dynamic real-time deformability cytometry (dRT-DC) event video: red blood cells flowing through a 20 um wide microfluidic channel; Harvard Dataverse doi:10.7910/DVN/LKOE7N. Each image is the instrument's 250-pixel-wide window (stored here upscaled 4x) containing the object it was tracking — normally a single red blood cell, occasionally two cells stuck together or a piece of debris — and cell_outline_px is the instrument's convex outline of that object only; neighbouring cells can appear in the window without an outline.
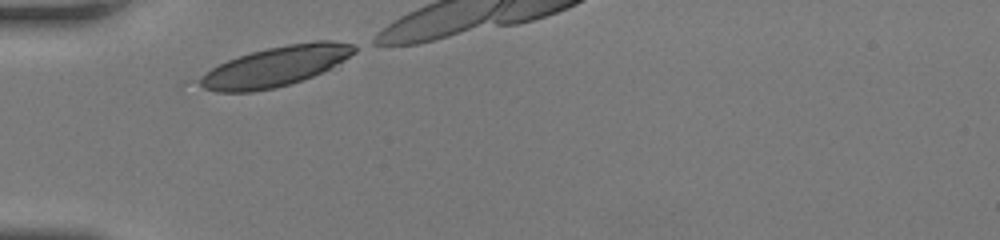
{"species": "human", "species_latin": "Homo sapiens", "temperature_condition": "room temperature", "stored_images_in_passage": 7, "camera_frame_rate_fps": 3000, "um_per_image_px": 0.085, "donor": {"sex": "female"}, "frame": {"image": 1, "passage_image": 1, "time_ms": 0.0, "image_size_px": [1000, 240], "cell_outline_px": [[356, 52], [344, 60], [312, 76], [276, 88], [252, 92], [216, 92], [180, 88], [180, 84], [184, 80], [228, 60], [252, 52], [268, 48], [288, 44], [316, 40], [332, 40], [352, 44], [356, 48]], "centroid_in_image_um": [23.04, 5.71], "position_along_channel_um": 62.0, "area_um2": 37.57}}
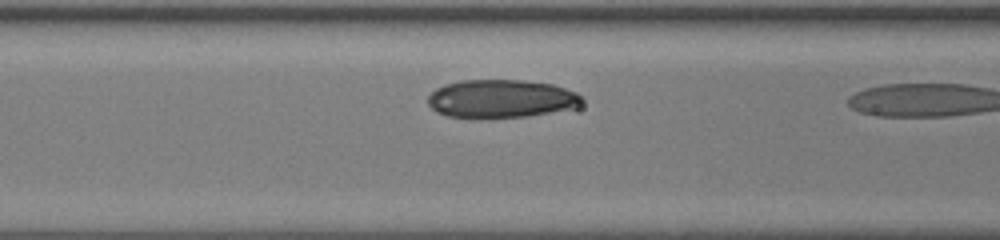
{"frame": {"image": 2, "passage_image": 6, "time_ms": 1.667, "image_size_px": [1000, 240], "cell_outline_px": [[584, 100], [580, 108], [528, 116], [448, 116], [436, 112], [428, 104], [428, 96], [436, 88], [444, 84], [460, 80], [524, 80], [552, 84], [576, 92], [584, 96]], "centroid_in_image_um": [42.67, 8.37], "position_along_channel_um": 123.9, "area_um2": 34.22}}